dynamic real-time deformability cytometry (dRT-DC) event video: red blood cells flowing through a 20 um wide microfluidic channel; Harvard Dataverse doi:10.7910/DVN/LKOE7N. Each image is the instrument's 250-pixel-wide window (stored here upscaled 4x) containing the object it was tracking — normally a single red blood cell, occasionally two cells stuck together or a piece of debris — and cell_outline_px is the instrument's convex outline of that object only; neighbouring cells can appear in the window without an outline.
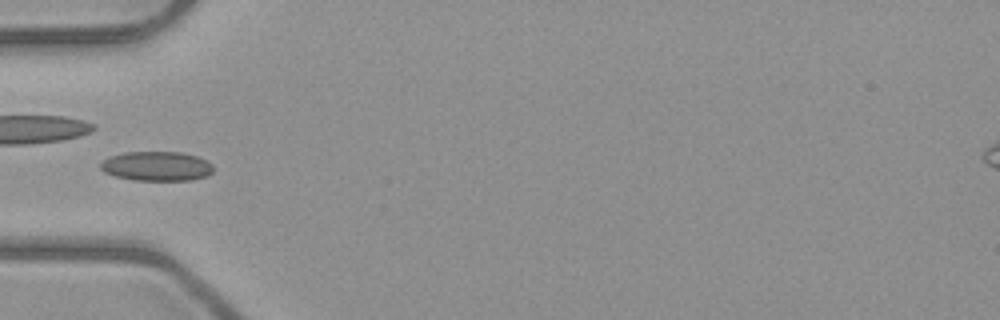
{"species": "common noctule bat (a hibernating species)", "species_latin": "Nyctalus noctula", "temperature_condition": "room temperature", "stored_images_in_passage": 6, "camera_frame_rate_fps": 3000, "um_per_image_px": 0.085, "animal": {"sex": "male", "body_mass_g": 23.1, "forearm_length_mm": 52.7}, "frame": {"image": 1, "passage_image": 5, "time_ms": 4.667, "image_size_px": [1000, 320], "cell_outline_px": [[212, 172], [208, 176], [192, 180], [132, 180], [116, 176], [104, 172], [100, 168], [100, 164], [104, 160], [112, 156], [124, 152], [180, 152], [196, 156], [208, 160], [212, 164]], "centroid_in_image_um": [13.34, 14.13], "position_along_channel_um": 71.7, "area_um2": 19.36}}
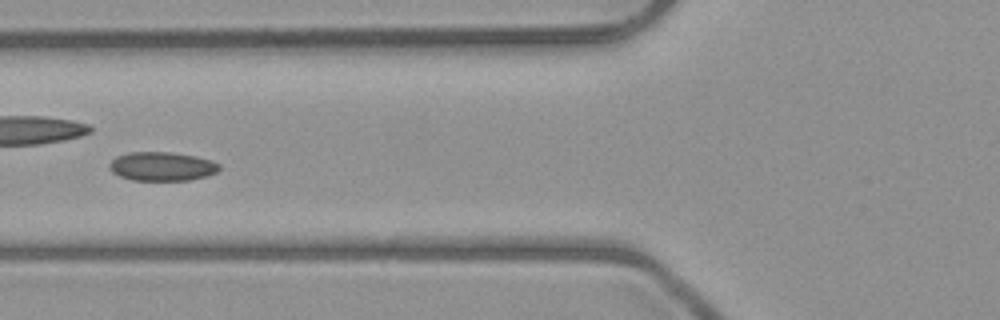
{"frame": {"image": 2, "passage_image": 6, "time_ms": 5.667, "image_size_px": [1000, 320], "cell_outline_px": [[220, 168], [216, 172], [208, 176], [188, 180], [132, 180], [120, 176], [112, 172], [108, 168], [108, 164], [116, 156], [128, 152], [168, 152], [196, 156], [212, 160], [220, 164]], "centroid_in_image_um": [13.76, 14.14], "position_along_channel_um": 112.0, "area_um2": 18.61}}